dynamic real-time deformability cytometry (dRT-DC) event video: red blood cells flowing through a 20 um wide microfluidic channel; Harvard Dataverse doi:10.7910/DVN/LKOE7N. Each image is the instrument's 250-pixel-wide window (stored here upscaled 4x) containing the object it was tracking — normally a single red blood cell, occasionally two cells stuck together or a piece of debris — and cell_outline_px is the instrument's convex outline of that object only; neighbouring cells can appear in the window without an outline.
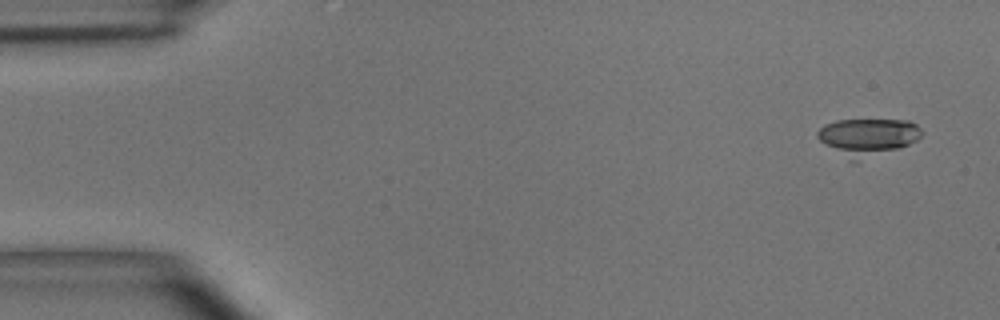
{"species": "common noctule bat (a hibernating species)", "species_latin": "Nyctalus noctula", "temperature_condition": "room temperature", "stored_images_in_passage": 6, "camera_frame_rate_fps": 3000, "um_per_image_px": 0.085, "animal": {"sex": "male", "body_mass_g": 15.6}, "frame": {"image": 1, "passage_image": 1, "time_ms": 0.0, "image_size_px": [1000, 320], "cell_outline_px": [[924, 132], [916, 140], [900, 148], [852, 160], [848, 160], [824, 144], [816, 136], [816, 132], [824, 124], [836, 120], [908, 120], [916, 124]], "centroid_in_image_um": [73.73, 11.6], "position_along_channel_um": 11.3, "area_um2": 22.14}}
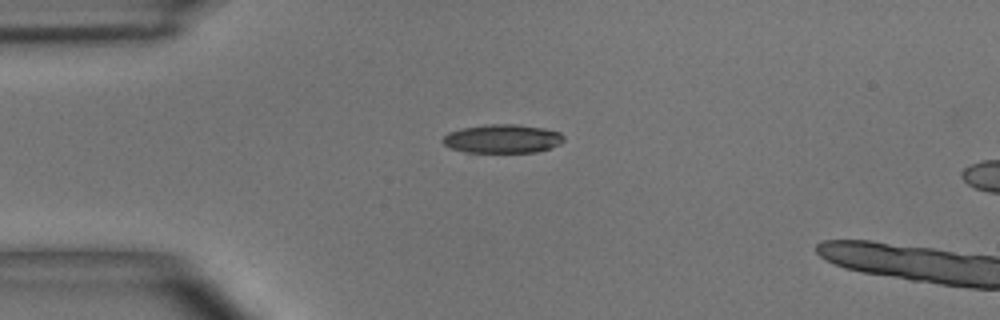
{"frame": {"image": 2, "passage_image": 4, "time_ms": 3.333, "image_size_px": [1000, 320], "cell_outline_px": [[564, 140], [560, 144], [536, 152], [464, 152], [452, 148], [444, 144], [440, 140], [448, 132], [464, 128], [488, 124], [516, 124], [544, 128], [560, 132], [564, 136]], "centroid_in_image_um": [42.71, 11.79], "position_along_channel_um": 42.3, "area_um2": 20.17}}
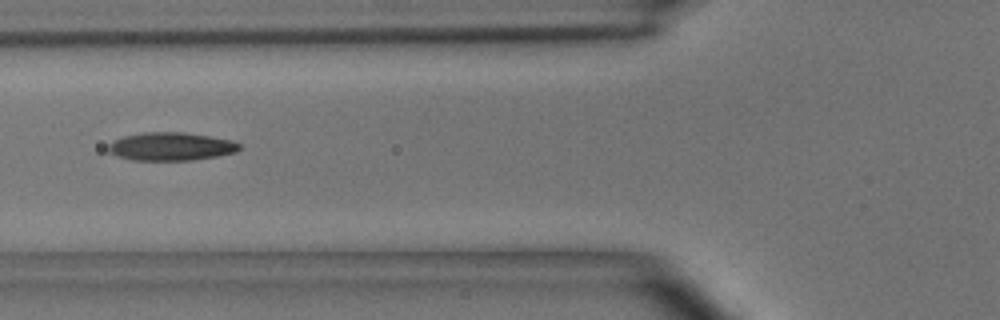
{"frame": {"image": 3, "passage_image": 6, "time_ms": 5.667, "image_size_px": [1000, 320], "cell_outline_px": [[240, 148], [236, 152], [216, 156], [192, 160], [132, 160], [100, 152], [112, 140], [124, 136], [144, 132], [184, 132], [232, 140], [240, 144]], "centroid_in_image_um": [14.4, 12.45], "position_along_channel_um": 111.4, "area_um2": 21.91}}